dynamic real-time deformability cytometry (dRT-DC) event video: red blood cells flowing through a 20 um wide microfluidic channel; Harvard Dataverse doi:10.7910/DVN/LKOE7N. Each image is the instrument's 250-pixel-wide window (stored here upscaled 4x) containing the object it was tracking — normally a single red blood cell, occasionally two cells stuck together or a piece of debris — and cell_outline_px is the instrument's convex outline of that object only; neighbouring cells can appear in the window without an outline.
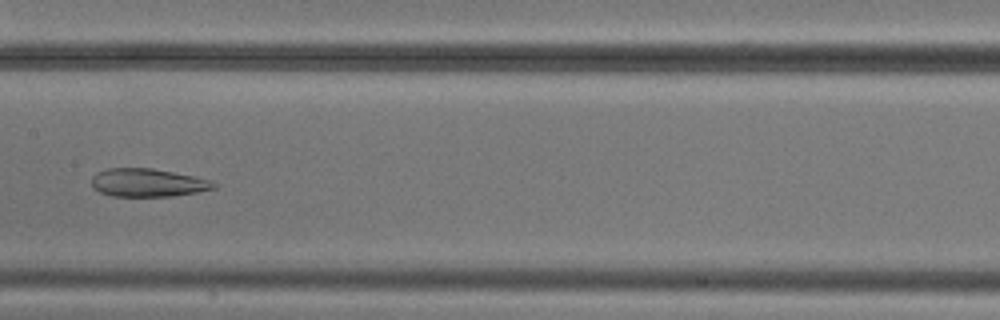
{"species": "common noctule bat (a hibernating species)", "species_latin": "Nyctalus noctula", "temperature_condition": "cold", "stored_images_in_passage": 8, "camera_frame_rate_fps": 3000, "um_per_image_px": 0.085, "animal": {"sex": "male", "body_mass_g": 20.5, "forearm_length_mm": 52.5}, "frame": {"image": 1, "passage_image": 8, "time_ms": 8.333, "image_size_px": [1000, 320], "cell_outline_px": [[220, 184], [216, 188], [196, 192], [172, 196], [112, 196], [100, 192], [92, 188], [92, 176], [96, 172], [108, 168], [152, 168], [212, 180]], "centroid_in_image_um": [12.56, 15.53], "position_along_channel_um": 194.8, "area_um2": 20.11}}